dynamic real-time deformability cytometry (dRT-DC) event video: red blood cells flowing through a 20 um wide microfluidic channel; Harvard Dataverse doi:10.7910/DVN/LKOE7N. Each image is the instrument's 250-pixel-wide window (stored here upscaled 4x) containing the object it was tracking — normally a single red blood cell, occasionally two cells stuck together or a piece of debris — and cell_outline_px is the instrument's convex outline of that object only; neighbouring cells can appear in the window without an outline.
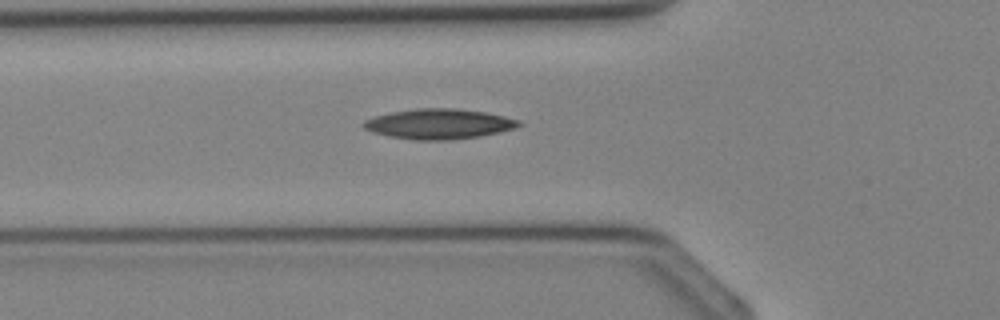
{"species": "Egyptian fruit bat (a non-hibernating species)", "species_latin": "Rousettus aegyptiacus", "temperature_condition": "cold", "stored_images_in_passage": 24, "camera_frame_rate_fps": 3000, "um_per_image_px": 0.085, "animal": {"sex": "female"}, "frame": {"image": 1, "passage_image": 2, "time_ms": 0.333, "image_size_px": [1000, 320], "cell_outline_px": [[524, 124], [516, 128], [500, 132], [480, 136], [448, 140], [416, 140], [388, 136], [372, 132], [364, 128], [360, 124], [364, 120], [376, 116], [392, 112], [416, 108], [456, 108], [484, 112], [504, 116], [520, 120]], "centroid_in_image_um": [37.32, 10.53], "position_along_channel_um": 88.5, "area_um2": 27.4}}
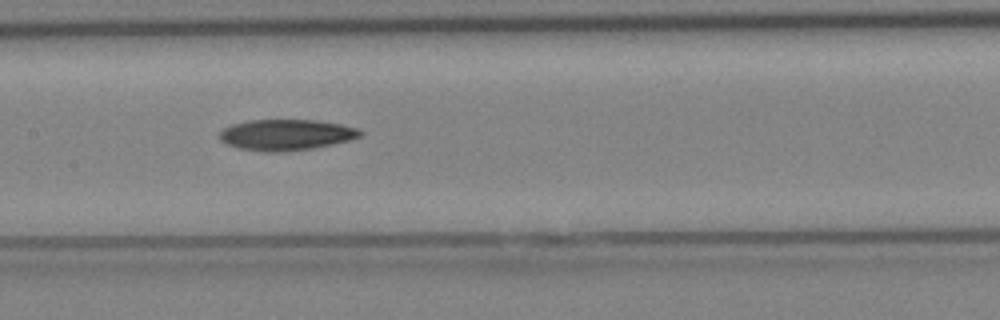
{"frame": {"image": 2, "passage_image": 7, "time_ms": 2.0, "image_size_px": [1000, 320], "cell_outline_px": [[364, 132], [360, 136], [348, 140], [332, 144], [312, 148], [276, 152], [264, 152], [240, 148], [228, 144], [220, 140], [220, 132], [224, 128], [232, 124], [248, 120], [316, 120], [340, 124], [356, 128]], "centroid_in_image_um": [24.31, 11.45], "position_along_channel_um": 183.1, "area_um2": 25.09}}
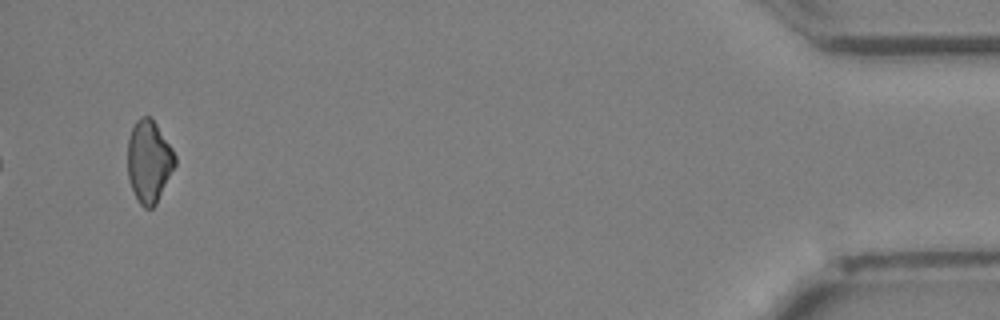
{"frame": {"image": 3, "passage_image": 24, "time_ms": 7.667, "image_size_px": [1000, 320], "cell_outline_px": [[176, 164], [156, 204], [152, 208], [144, 208], [140, 204], [128, 180], [128, 140], [132, 128], [136, 120], [140, 116], [152, 116], [172, 148], [176, 156]], "centroid_in_image_um": [12.67, 13.69], "position_along_channel_um": 422.5, "area_um2": 22.77}}